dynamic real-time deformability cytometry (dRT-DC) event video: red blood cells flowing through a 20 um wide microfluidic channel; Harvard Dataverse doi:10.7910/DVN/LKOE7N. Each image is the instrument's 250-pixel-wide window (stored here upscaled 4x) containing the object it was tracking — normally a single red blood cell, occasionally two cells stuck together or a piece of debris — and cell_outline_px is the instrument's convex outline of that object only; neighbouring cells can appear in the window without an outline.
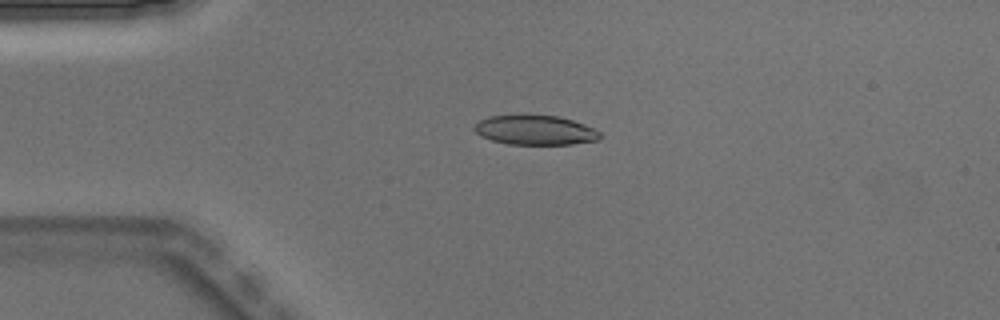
{"species": "Egyptian fruit bat (a non-hibernating species)", "species_latin": "Rousettus aegyptiacus", "temperature_condition": "warm", "stored_images_in_passage": 5, "camera_frame_rate_fps": 3000, "um_per_image_px": 0.085, "animal": {"sex": "male"}, "frame": {"image": 1, "passage_image": 4, "time_ms": 1.0, "image_size_px": [1000, 320], "cell_outline_px": [[600, 136], [596, 140], [572, 144], [508, 144], [492, 140], [476, 132], [472, 128], [480, 120], [488, 116], [520, 112], [556, 116], [572, 120], [584, 124], [600, 132]], "centroid_in_image_um": [45.43, 11.01], "position_along_channel_um": 39.6, "area_um2": 22.08}}